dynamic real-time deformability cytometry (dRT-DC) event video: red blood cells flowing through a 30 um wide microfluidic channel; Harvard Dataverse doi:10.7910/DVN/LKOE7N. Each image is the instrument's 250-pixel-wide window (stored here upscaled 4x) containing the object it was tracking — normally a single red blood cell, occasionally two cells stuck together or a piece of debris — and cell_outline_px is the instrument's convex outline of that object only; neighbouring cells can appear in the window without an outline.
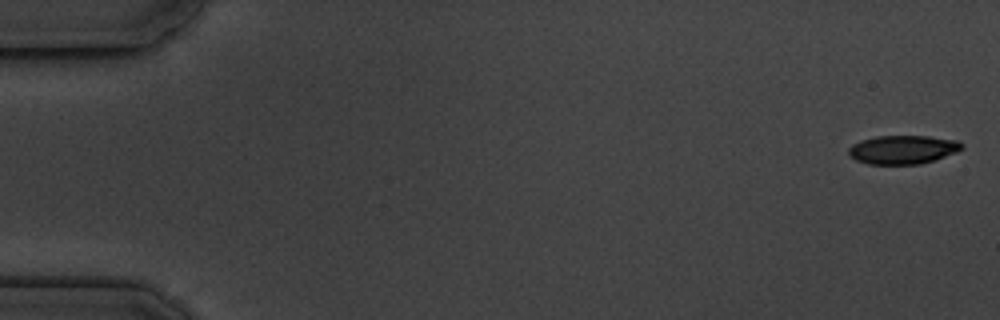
{"species": "common noctule bat (a hibernating species)", "species_latin": "Nyctalus noctula", "temperature_condition": "cold", "stored_images_in_passage": 6, "camera_frame_rate_fps": 3000, "um_per_image_px": 0.085, "animal": {"sex": "male", "body_mass_g": 19.5, "forearm_length_mm": 54.6}, "frame": {"image": 1, "passage_image": 1, "time_ms": 0.0, "image_size_px": [1000, 320], "cell_outline_px": [[964, 148], [956, 152], [936, 160], [920, 164], [868, 164], [856, 160], [848, 156], [848, 148], [852, 144], [860, 140], [876, 136], [928, 136], [956, 140], [964, 144]], "centroid_in_image_um": [76.73, 12.72], "position_along_channel_um": 8.3, "area_um2": 19.13}}
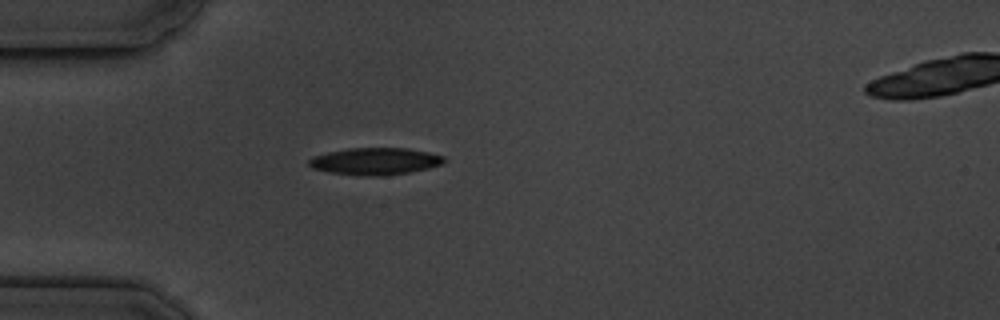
{"frame": {"image": 2, "passage_image": 5, "time_ms": 5.0, "image_size_px": [1000, 320], "cell_outline_px": [[444, 160], [440, 164], [428, 168], [408, 172], [384, 176], [364, 176], [328, 172], [312, 168], [308, 164], [308, 160], [312, 156], [328, 152], [348, 148], [408, 148], [428, 152], [444, 156]], "centroid_in_image_um": [31.84, 13.71], "position_along_channel_um": 53.2, "area_um2": 21.27}}